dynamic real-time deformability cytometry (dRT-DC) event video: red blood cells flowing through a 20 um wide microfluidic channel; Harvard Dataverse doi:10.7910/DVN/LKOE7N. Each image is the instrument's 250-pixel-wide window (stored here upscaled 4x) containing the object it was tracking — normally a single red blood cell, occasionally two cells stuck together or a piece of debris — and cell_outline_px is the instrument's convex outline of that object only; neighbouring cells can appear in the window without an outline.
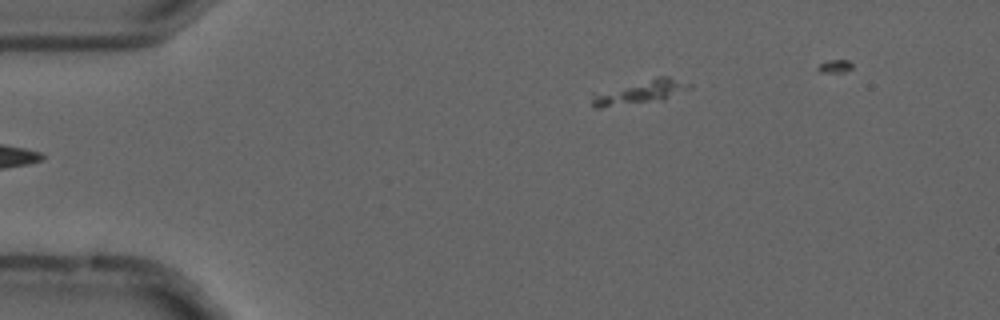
{"species": "common noctule bat (a hibernating species)", "species_latin": "Nyctalus noctula", "temperature_condition": "cold", "stored_images_in_passage": 3, "camera_frame_rate_fps": 3000, "um_per_image_px": 0.085, "animal": {"sex": "male", "forearm_length_mm": 52.5}, "frame": {"image": 1, "passage_image": 3, "time_ms": 0.667, "image_size_px": [1000, 320], "cell_outline_px": [[692, 84], [688, 88], [664, 100], [600, 108], [596, 108], [592, 104], [592, 96], [656, 76], [668, 76]], "centroid_in_image_um": [54.49, 7.84], "position_along_channel_um": 30.5, "area_um2": 12.83}}